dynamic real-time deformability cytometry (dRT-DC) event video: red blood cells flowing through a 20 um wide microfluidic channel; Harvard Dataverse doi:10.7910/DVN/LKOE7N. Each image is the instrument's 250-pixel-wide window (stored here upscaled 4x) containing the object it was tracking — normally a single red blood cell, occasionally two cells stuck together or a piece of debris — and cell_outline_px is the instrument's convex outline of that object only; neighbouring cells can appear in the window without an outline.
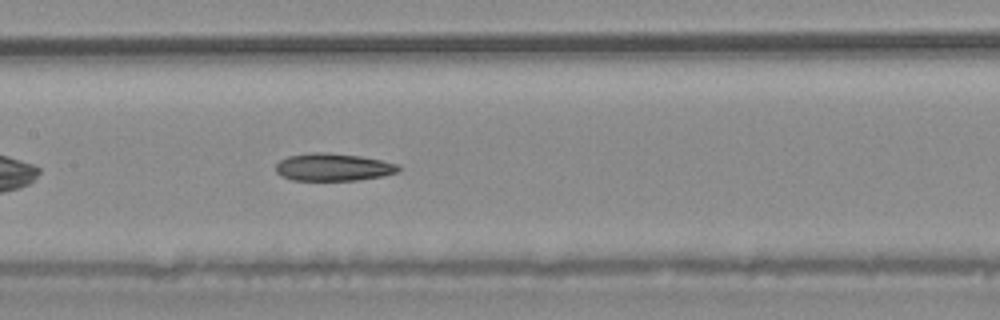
{"species": "common noctule bat (a hibernating species)", "species_latin": "Nyctalus noctula", "temperature_condition": "warm", "stored_images_in_passage": 33, "camera_frame_rate_fps": 3000, "um_per_image_px": 0.085, "animal": {"sex": "male", "body_mass_g": 20.4}, "frame": {"image": 1, "passage_image": 10, "time_ms": 3.0, "image_size_px": [1000, 320], "cell_outline_px": [[400, 172], [384, 176], [360, 180], [292, 180], [280, 176], [276, 172], [276, 164], [280, 160], [288, 156], [312, 152], [324, 152], [360, 156], [400, 164]], "centroid_in_image_um": [28.34, 14.21], "position_along_channel_um": 179.1, "area_um2": 19.88}}